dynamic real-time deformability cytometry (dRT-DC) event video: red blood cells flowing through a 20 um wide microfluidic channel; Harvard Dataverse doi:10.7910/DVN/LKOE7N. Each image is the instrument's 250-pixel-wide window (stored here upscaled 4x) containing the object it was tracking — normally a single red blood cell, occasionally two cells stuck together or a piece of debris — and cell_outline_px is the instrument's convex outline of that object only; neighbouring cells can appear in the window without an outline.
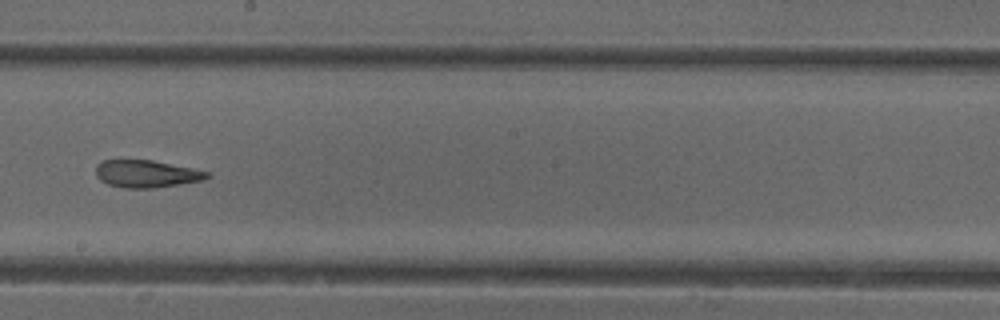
{"species": "common noctule bat (a hibernating species)", "species_latin": "Nyctalus noctula", "temperature_condition": "cold", "stored_images_in_passage": 50, "camera_frame_rate_fps": 3000, "um_per_image_px": 0.085, "animal": {"sex": "female"}, "frame": {"image": 1, "passage_image": 29, "time_ms": 9.333, "image_size_px": [1000, 320], "cell_outline_px": [[212, 176], [204, 180], [152, 188], [124, 188], [108, 184], [100, 180], [96, 176], [96, 164], [104, 160], [152, 160], [192, 168], [208, 172]], "centroid_in_image_um": [12.44, 14.77], "position_along_channel_um": 235.8, "area_um2": 17.69}, "authors_computed_cell_mechanics": {"area_um2": 19.9121, "velocity_mm_per_s": 3.9917, "shape_relaxation_time_tau1_ms": null, "shape_relaxation_time_tau2_ms": 3.0142, "deformation_change_tau1": null, "deformation_change_tau2": 0.1165}}